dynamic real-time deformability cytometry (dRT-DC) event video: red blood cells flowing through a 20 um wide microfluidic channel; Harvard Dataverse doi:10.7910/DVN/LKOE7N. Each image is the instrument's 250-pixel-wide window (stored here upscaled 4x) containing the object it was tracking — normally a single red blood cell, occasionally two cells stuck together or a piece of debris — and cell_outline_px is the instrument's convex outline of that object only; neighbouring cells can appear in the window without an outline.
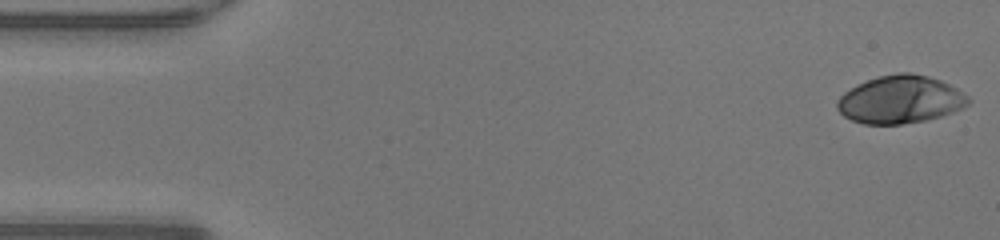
{"species": "human", "species_latin": "Homo sapiens", "temperature_condition": "warm", "stored_images_in_passage": 38, "camera_frame_rate_fps": 3000, "um_per_image_px": 0.085, "donor": {"sex": "male"}, "frame": {"image": 1, "passage_image": 1, "time_ms": 0.0, "image_size_px": [1000, 240], "cell_outline_px": [[972, 100], [964, 108], [940, 116], [924, 120], [900, 124], [864, 124], [852, 120], [844, 116], [836, 108], [836, 100], [844, 92], [856, 84], [880, 76], [900, 72], [912, 72], [928, 76], [940, 80], [956, 88], [968, 96]], "centroid_in_image_um": [76.52, 8.45], "position_along_channel_um": 8.5, "area_um2": 36.53}}
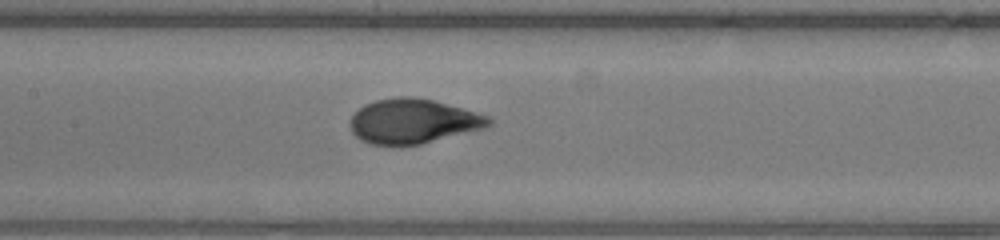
{"frame": {"image": 2, "passage_image": 22, "time_ms": 7.0, "image_size_px": [1000, 240], "cell_outline_px": [[492, 124], [484, 128], [420, 144], [372, 144], [360, 140], [352, 132], [348, 124], [348, 120], [364, 104], [376, 100], [400, 96], [408, 96], [432, 100], [476, 112], [488, 116], [492, 120]], "centroid_in_image_um": [35.08, 10.3], "position_along_channel_um": 172.3, "area_um2": 35.66}}
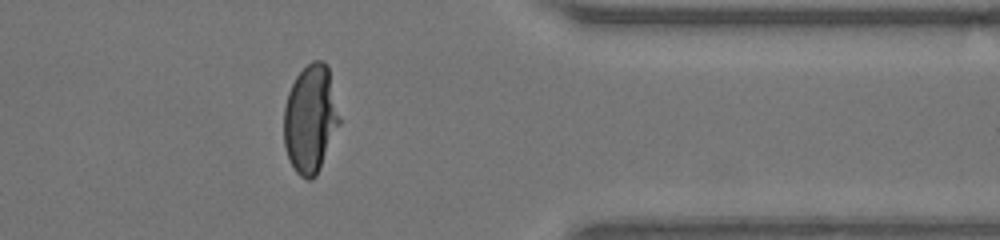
{"frame": {"image": 3, "passage_image": 38, "time_ms": 12.333, "image_size_px": [1000, 240], "cell_outline_px": [[340, 124], [320, 168], [316, 176], [312, 180], [308, 180], [300, 176], [296, 172], [288, 160], [284, 144], [284, 108], [288, 92], [296, 76], [312, 60], [324, 60], [328, 64], [340, 120]], "centroid_in_image_um": [26.38, 10.11], "position_along_channel_um": 385.0, "area_um2": 35.14}, "authors_computed_cell_mechanics": {"area_um2": 35.7493, "velocity_mm_per_s": 4.3163, "shape_relaxation_time_tau1_ms": 4.7459, "shape_relaxation_time_tau2_ms": null, "deformation_change_tau1": 0.2732, "deformation_change_tau2": null}}